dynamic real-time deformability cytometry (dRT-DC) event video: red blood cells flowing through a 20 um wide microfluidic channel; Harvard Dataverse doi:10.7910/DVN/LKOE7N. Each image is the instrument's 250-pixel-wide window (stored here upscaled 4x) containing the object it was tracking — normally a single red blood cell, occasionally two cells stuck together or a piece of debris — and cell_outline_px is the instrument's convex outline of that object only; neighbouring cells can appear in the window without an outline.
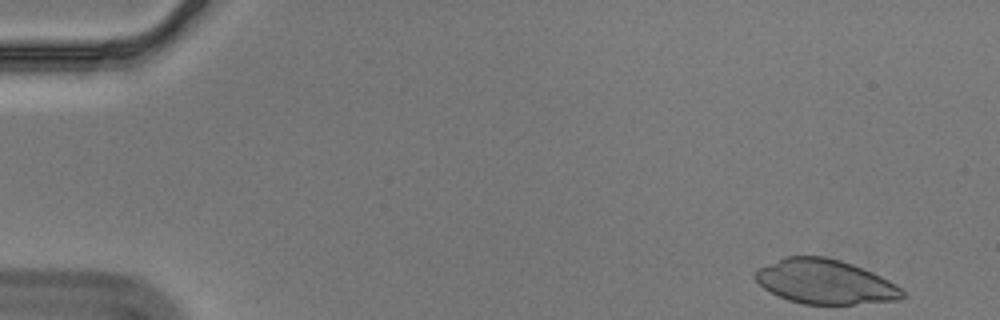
{"species": "Egyptian fruit bat (a non-hibernating species)", "species_latin": "Rousettus aegyptiacus", "temperature_condition": "cold", "stored_images_in_passage": 53, "camera_frame_rate_fps": 3000, "um_per_image_px": 0.085, "animal": {"sex": "male"}, "frame": {"image": 1, "passage_image": 1, "time_ms": 0.0, "image_size_px": [1000, 320], "cell_outline_px": [[908, 296], [900, 300], [856, 304], [804, 304], [788, 300], [764, 288], [752, 276], [756, 268], [788, 256], [824, 256], [840, 260], [852, 264], [872, 272], [888, 280], [900, 288]], "centroid_in_image_um": [70.13, 23.95], "position_along_channel_um": 14.9, "area_um2": 38.09}}